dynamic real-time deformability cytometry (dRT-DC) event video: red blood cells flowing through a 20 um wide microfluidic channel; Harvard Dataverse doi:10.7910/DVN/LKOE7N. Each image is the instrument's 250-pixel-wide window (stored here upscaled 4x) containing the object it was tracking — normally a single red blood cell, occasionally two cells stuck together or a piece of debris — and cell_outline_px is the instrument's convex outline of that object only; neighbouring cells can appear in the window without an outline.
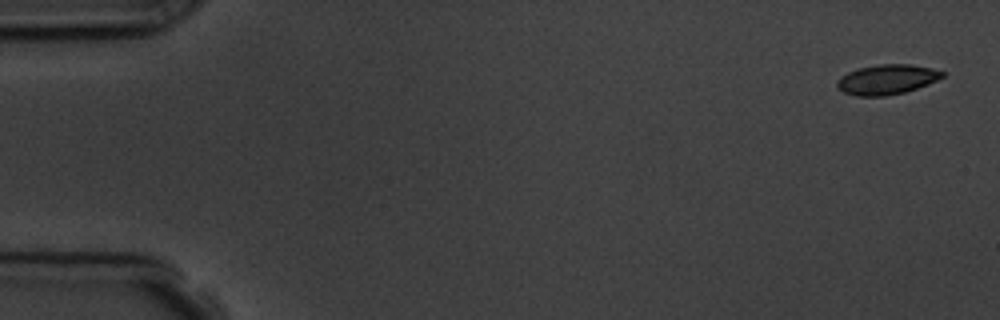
{"species": "common noctule bat (a hibernating species)", "species_latin": "Nyctalus noctula", "temperature_condition": "room temperature", "stored_images_in_passage": 5, "camera_frame_rate_fps": 3000, "um_per_image_px": 0.085, "animal": {"sex": "male", "body_mass_g": 19.5, "forearm_length_mm": 54.6}, "frame": {"image": 1, "passage_image": 1, "time_ms": 0.0, "image_size_px": [1000, 320], "cell_outline_px": [[944, 76], [928, 84], [904, 92], [884, 96], [856, 96], [844, 92], [836, 88], [836, 80], [840, 76], [848, 72], [860, 68], [880, 64], [908, 64], [932, 68], [944, 72]], "centroid_in_image_um": [75.34, 6.76], "position_along_channel_um": 9.7, "area_um2": 18.26}}
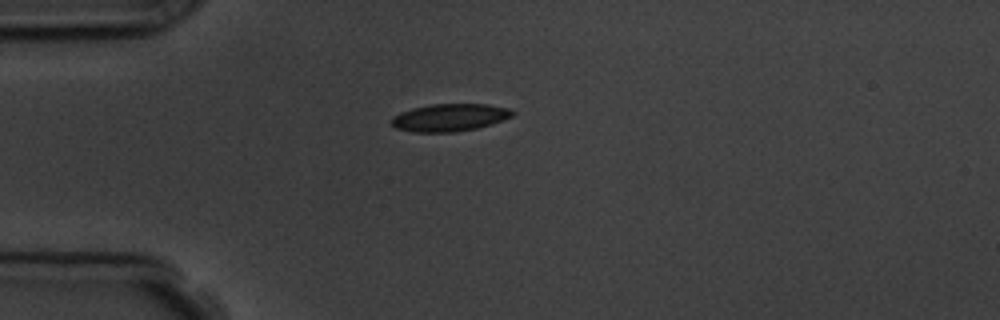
{"frame": {"image": 2, "passage_image": 5, "time_ms": 4.333, "image_size_px": [1000, 320], "cell_outline_px": [[516, 112], [512, 116], [492, 124], [476, 128], [456, 132], [416, 132], [396, 128], [392, 124], [392, 116], [400, 112], [412, 108], [432, 104], [488, 104], [508, 108]], "centroid_in_image_um": [38.23, 9.98], "position_along_channel_um": 46.8, "area_um2": 19.36}}